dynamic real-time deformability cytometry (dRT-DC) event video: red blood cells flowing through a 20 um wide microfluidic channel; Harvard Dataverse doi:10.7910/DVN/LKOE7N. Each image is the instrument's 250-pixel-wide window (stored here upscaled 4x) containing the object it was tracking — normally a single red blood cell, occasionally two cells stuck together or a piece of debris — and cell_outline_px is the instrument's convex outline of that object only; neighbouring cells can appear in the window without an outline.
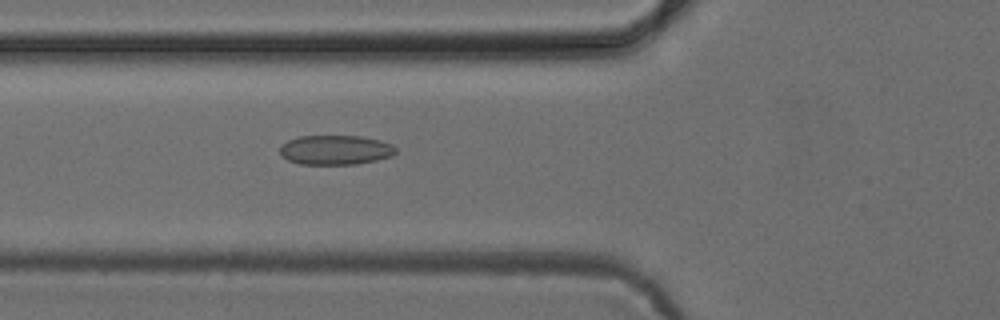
{"species": "common noctule bat (a hibernating species)", "species_latin": "Nyctalus noctula", "temperature_condition": "cold", "stored_images_in_passage": 6, "camera_frame_rate_fps": 3000, "um_per_image_px": 0.085, "animal": {"sex": "female", "body_mass_g": 24.6, "forearm_length_mm": 56.2}, "frame": {"image": 1, "passage_image": 6, "time_ms": 5.667, "image_size_px": [1000, 320], "cell_outline_px": [[396, 152], [392, 156], [376, 160], [356, 164], [300, 164], [288, 160], [280, 156], [280, 144], [296, 136], [360, 136], [380, 140], [392, 144], [396, 148]], "centroid_in_image_um": [28.48, 12.74], "position_along_channel_um": 97.3, "area_um2": 20.11}}